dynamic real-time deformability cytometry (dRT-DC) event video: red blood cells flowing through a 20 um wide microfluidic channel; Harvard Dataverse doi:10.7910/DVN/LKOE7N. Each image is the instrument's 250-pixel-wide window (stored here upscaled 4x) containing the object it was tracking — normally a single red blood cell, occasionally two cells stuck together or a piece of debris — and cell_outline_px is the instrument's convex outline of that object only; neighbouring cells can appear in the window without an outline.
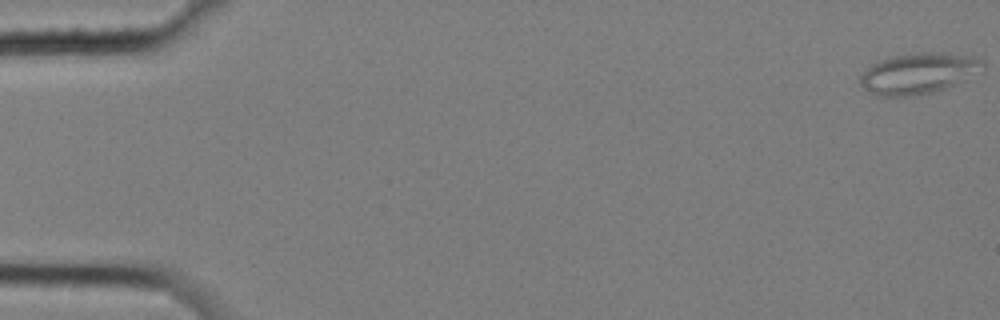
{"species": "common noctule bat (a hibernating species)", "species_latin": "Nyctalus noctula", "temperature_condition": "cold", "stored_images_in_passage": 6, "camera_frame_rate_fps": 3000, "um_per_image_px": 0.085, "animal": {"sex": "female", "body_mass_g": 25.1}, "frame": {"image": 1, "passage_image": 1, "time_ms": 0.0, "image_size_px": [1000, 320], "cell_outline_px": [[984, 72], [944, 88], [932, 92], [912, 96], [876, 96], [860, 84], [860, 76], [876, 60], [888, 56], [916, 52], [944, 52], [976, 56], [984, 60]], "centroid_in_image_um": [78.12, 6.2], "position_along_channel_um": 6.9, "area_um2": 29.71}}
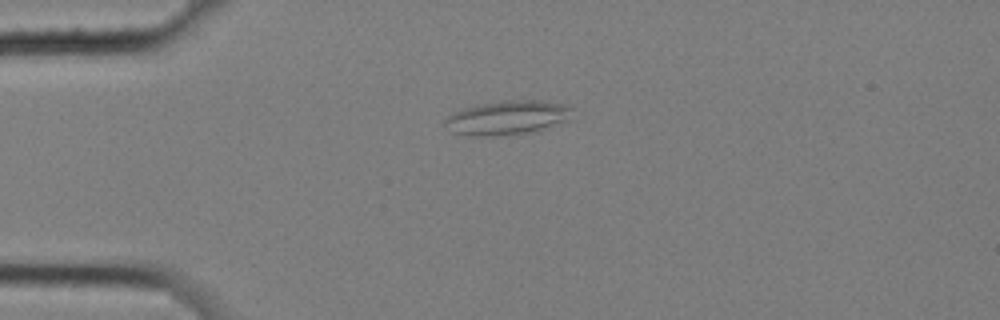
{"frame": {"image": 2, "passage_image": 5, "time_ms": 1.333, "image_size_px": [1000, 320], "cell_outline_px": [[572, 108], [568, 120], [540, 132], [508, 136], [472, 136], [452, 132], [444, 124], [444, 120], [452, 112], [464, 108], [484, 104], [508, 100], [540, 100], [564, 104]], "centroid_in_image_um": [43.15, 10.04], "position_along_channel_um": 41.8, "area_um2": 25.72}}